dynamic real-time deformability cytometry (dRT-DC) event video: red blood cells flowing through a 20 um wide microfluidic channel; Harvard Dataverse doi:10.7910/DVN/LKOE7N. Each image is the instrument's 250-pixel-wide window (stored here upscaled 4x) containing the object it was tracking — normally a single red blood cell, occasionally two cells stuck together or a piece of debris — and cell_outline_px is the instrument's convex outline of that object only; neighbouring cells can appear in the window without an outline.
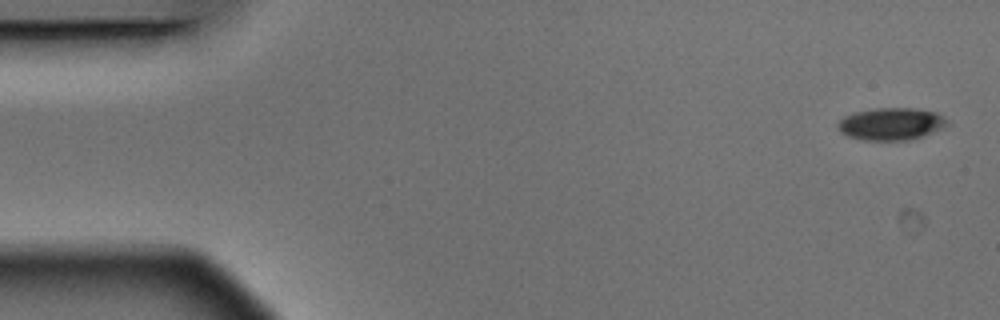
{"species": "Egyptian fruit bat (a non-hibernating species)", "species_latin": "Rousettus aegyptiacus", "temperature_condition": "warm", "stored_images_in_passage": 4, "camera_frame_rate_fps": 3000, "um_per_image_px": 0.085, "animal": {"sex": "male"}, "frame": {"image": 1, "passage_image": 1, "time_ms": 0.0, "image_size_px": [1000, 320], "cell_outline_px": [[948, 124], [940, 128], [920, 136], [908, 140], [864, 140], [848, 136], [840, 132], [836, 128], [836, 124], [844, 116], [856, 112], [876, 108], [912, 108], [936, 112], [944, 116], [948, 120]], "centroid_in_image_um": [75.7, 10.52], "position_along_channel_um": 9.3, "area_um2": 20.4}}
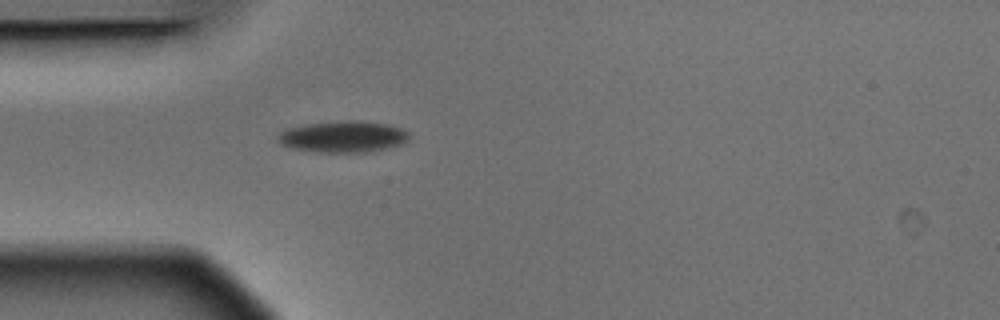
{"frame": {"image": 2, "passage_image": 4, "time_ms": 1.0, "image_size_px": [1000, 320], "cell_outline_px": [[408, 140], [404, 144], [364, 152], [316, 152], [288, 148], [280, 144], [276, 136], [280, 132], [288, 128], [304, 124], [352, 120], [356, 120], [388, 124], [400, 128], [408, 132]], "centroid_in_image_um": [29.12, 11.62], "position_along_channel_um": 55.9, "area_um2": 24.04}}